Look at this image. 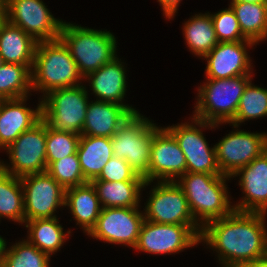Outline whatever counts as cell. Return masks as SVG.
<instances>
[{"mask_svg": "<svg viewBox=\"0 0 267 267\" xmlns=\"http://www.w3.org/2000/svg\"><path fill=\"white\" fill-rule=\"evenodd\" d=\"M265 215L234 210L228 216L206 223L199 241L217 251L224 267H239L262 258L267 255Z\"/></svg>", "mask_w": 267, "mask_h": 267, "instance_id": "1", "label": "cell"}, {"mask_svg": "<svg viewBox=\"0 0 267 267\" xmlns=\"http://www.w3.org/2000/svg\"><path fill=\"white\" fill-rule=\"evenodd\" d=\"M79 80L83 76L60 38L37 43L31 69L32 90H41L45 96L55 89L80 85Z\"/></svg>", "mask_w": 267, "mask_h": 267, "instance_id": "2", "label": "cell"}, {"mask_svg": "<svg viewBox=\"0 0 267 267\" xmlns=\"http://www.w3.org/2000/svg\"><path fill=\"white\" fill-rule=\"evenodd\" d=\"M228 178L225 175L186 172L179 178L180 181L176 180L184 191L192 216L202 227L234 211L228 199Z\"/></svg>", "mask_w": 267, "mask_h": 267, "instance_id": "3", "label": "cell"}, {"mask_svg": "<svg viewBox=\"0 0 267 267\" xmlns=\"http://www.w3.org/2000/svg\"><path fill=\"white\" fill-rule=\"evenodd\" d=\"M85 78L117 56L116 38L109 31L64 22L60 37Z\"/></svg>", "mask_w": 267, "mask_h": 267, "instance_id": "4", "label": "cell"}, {"mask_svg": "<svg viewBox=\"0 0 267 267\" xmlns=\"http://www.w3.org/2000/svg\"><path fill=\"white\" fill-rule=\"evenodd\" d=\"M252 75L226 79H209L198 88L193 117L213 124L230 123L236 113L244 89Z\"/></svg>", "mask_w": 267, "mask_h": 267, "instance_id": "5", "label": "cell"}, {"mask_svg": "<svg viewBox=\"0 0 267 267\" xmlns=\"http://www.w3.org/2000/svg\"><path fill=\"white\" fill-rule=\"evenodd\" d=\"M139 112L132 114L111 137L113 156L122 158L149 182L151 145L155 124Z\"/></svg>", "mask_w": 267, "mask_h": 267, "instance_id": "6", "label": "cell"}, {"mask_svg": "<svg viewBox=\"0 0 267 267\" xmlns=\"http://www.w3.org/2000/svg\"><path fill=\"white\" fill-rule=\"evenodd\" d=\"M42 99V119L48 126L81 135L89 104L85 86L55 89Z\"/></svg>", "mask_w": 267, "mask_h": 267, "instance_id": "7", "label": "cell"}, {"mask_svg": "<svg viewBox=\"0 0 267 267\" xmlns=\"http://www.w3.org/2000/svg\"><path fill=\"white\" fill-rule=\"evenodd\" d=\"M11 166L0 161V169L15 177L41 173L47 170L46 122L41 119L31 129L24 131L6 149ZM10 168V169H9Z\"/></svg>", "mask_w": 267, "mask_h": 267, "instance_id": "8", "label": "cell"}, {"mask_svg": "<svg viewBox=\"0 0 267 267\" xmlns=\"http://www.w3.org/2000/svg\"><path fill=\"white\" fill-rule=\"evenodd\" d=\"M192 123L168 126L166 129L175 137L186 158V172L222 175L217 163L216 147L210 148L201 128H215L219 124L192 118Z\"/></svg>", "mask_w": 267, "mask_h": 267, "instance_id": "9", "label": "cell"}, {"mask_svg": "<svg viewBox=\"0 0 267 267\" xmlns=\"http://www.w3.org/2000/svg\"><path fill=\"white\" fill-rule=\"evenodd\" d=\"M201 225L158 224L144 220L134 249L171 254L200 243Z\"/></svg>", "mask_w": 267, "mask_h": 267, "instance_id": "10", "label": "cell"}, {"mask_svg": "<svg viewBox=\"0 0 267 267\" xmlns=\"http://www.w3.org/2000/svg\"><path fill=\"white\" fill-rule=\"evenodd\" d=\"M144 218L158 224L199 225L190 211L183 189L176 181H158L151 190Z\"/></svg>", "mask_w": 267, "mask_h": 267, "instance_id": "11", "label": "cell"}, {"mask_svg": "<svg viewBox=\"0 0 267 267\" xmlns=\"http://www.w3.org/2000/svg\"><path fill=\"white\" fill-rule=\"evenodd\" d=\"M25 222L55 218L58 207L65 206V189L46 171L21 177Z\"/></svg>", "mask_w": 267, "mask_h": 267, "instance_id": "12", "label": "cell"}, {"mask_svg": "<svg viewBox=\"0 0 267 267\" xmlns=\"http://www.w3.org/2000/svg\"><path fill=\"white\" fill-rule=\"evenodd\" d=\"M6 19L37 42L59 39L63 21L53 17L42 0H7Z\"/></svg>", "mask_w": 267, "mask_h": 267, "instance_id": "13", "label": "cell"}, {"mask_svg": "<svg viewBox=\"0 0 267 267\" xmlns=\"http://www.w3.org/2000/svg\"><path fill=\"white\" fill-rule=\"evenodd\" d=\"M217 163L222 175L232 176L267 150V133L236 130L216 145Z\"/></svg>", "mask_w": 267, "mask_h": 267, "instance_id": "14", "label": "cell"}, {"mask_svg": "<svg viewBox=\"0 0 267 267\" xmlns=\"http://www.w3.org/2000/svg\"><path fill=\"white\" fill-rule=\"evenodd\" d=\"M143 214L138 207L102 208L95 226L88 235L106 243L134 248L145 220Z\"/></svg>", "mask_w": 267, "mask_h": 267, "instance_id": "15", "label": "cell"}, {"mask_svg": "<svg viewBox=\"0 0 267 267\" xmlns=\"http://www.w3.org/2000/svg\"><path fill=\"white\" fill-rule=\"evenodd\" d=\"M186 173V158L175 137L164 127L155 125L151 145L149 182L176 181Z\"/></svg>", "mask_w": 267, "mask_h": 267, "instance_id": "16", "label": "cell"}, {"mask_svg": "<svg viewBox=\"0 0 267 267\" xmlns=\"http://www.w3.org/2000/svg\"><path fill=\"white\" fill-rule=\"evenodd\" d=\"M255 43L251 40L238 42H219L205 57L207 66L206 78L226 79L241 75H251V61L247 46Z\"/></svg>", "mask_w": 267, "mask_h": 267, "instance_id": "17", "label": "cell"}, {"mask_svg": "<svg viewBox=\"0 0 267 267\" xmlns=\"http://www.w3.org/2000/svg\"><path fill=\"white\" fill-rule=\"evenodd\" d=\"M240 176L239 185L245 193L235 211L267 214V150L232 177Z\"/></svg>", "mask_w": 267, "mask_h": 267, "instance_id": "18", "label": "cell"}, {"mask_svg": "<svg viewBox=\"0 0 267 267\" xmlns=\"http://www.w3.org/2000/svg\"><path fill=\"white\" fill-rule=\"evenodd\" d=\"M27 98L1 100L0 148L6 149L20 134L42 119V101L34 110L24 106Z\"/></svg>", "mask_w": 267, "mask_h": 267, "instance_id": "19", "label": "cell"}, {"mask_svg": "<svg viewBox=\"0 0 267 267\" xmlns=\"http://www.w3.org/2000/svg\"><path fill=\"white\" fill-rule=\"evenodd\" d=\"M123 62L115 57L109 63L104 64L98 70L88 74L85 79L90 81L92 91L97 96L96 100L113 102L123 105L131 114L138 113L137 110L122 103L126 92V72ZM99 98V99H98Z\"/></svg>", "mask_w": 267, "mask_h": 267, "instance_id": "20", "label": "cell"}, {"mask_svg": "<svg viewBox=\"0 0 267 267\" xmlns=\"http://www.w3.org/2000/svg\"><path fill=\"white\" fill-rule=\"evenodd\" d=\"M131 115L123 105L99 100L91 101L87 107L81 135L111 138Z\"/></svg>", "mask_w": 267, "mask_h": 267, "instance_id": "21", "label": "cell"}, {"mask_svg": "<svg viewBox=\"0 0 267 267\" xmlns=\"http://www.w3.org/2000/svg\"><path fill=\"white\" fill-rule=\"evenodd\" d=\"M37 41L5 19L0 25V55L4 63L33 65Z\"/></svg>", "mask_w": 267, "mask_h": 267, "instance_id": "22", "label": "cell"}, {"mask_svg": "<svg viewBox=\"0 0 267 267\" xmlns=\"http://www.w3.org/2000/svg\"><path fill=\"white\" fill-rule=\"evenodd\" d=\"M77 155L84 178L91 182L99 177L103 167L113 157L111 138L81 135Z\"/></svg>", "mask_w": 267, "mask_h": 267, "instance_id": "23", "label": "cell"}, {"mask_svg": "<svg viewBox=\"0 0 267 267\" xmlns=\"http://www.w3.org/2000/svg\"><path fill=\"white\" fill-rule=\"evenodd\" d=\"M65 206L70 207L71 214L86 234L95 226L102 209L90 182L66 189Z\"/></svg>", "mask_w": 267, "mask_h": 267, "instance_id": "24", "label": "cell"}, {"mask_svg": "<svg viewBox=\"0 0 267 267\" xmlns=\"http://www.w3.org/2000/svg\"><path fill=\"white\" fill-rule=\"evenodd\" d=\"M102 208L138 207L140 192L150 182L145 181H91Z\"/></svg>", "mask_w": 267, "mask_h": 267, "instance_id": "25", "label": "cell"}, {"mask_svg": "<svg viewBox=\"0 0 267 267\" xmlns=\"http://www.w3.org/2000/svg\"><path fill=\"white\" fill-rule=\"evenodd\" d=\"M25 225L29 230L27 240L50 257L62 247L71 233L70 230L67 234L63 232V227L59 224L57 217L33 219L26 221Z\"/></svg>", "mask_w": 267, "mask_h": 267, "instance_id": "26", "label": "cell"}, {"mask_svg": "<svg viewBox=\"0 0 267 267\" xmlns=\"http://www.w3.org/2000/svg\"><path fill=\"white\" fill-rule=\"evenodd\" d=\"M243 36L257 44L267 38V3L231 2Z\"/></svg>", "mask_w": 267, "mask_h": 267, "instance_id": "27", "label": "cell"}, {"mask_svg": "<svg viewBox=\"0 0 267 267\" xmlns=\"http://www.w3.org/2000/svg\"><path fill=\"white\" fill-rule=\"evenodd\" d=\"M183 26L184 38L192 53L204 58L218 43L211 14H196Z\"/></svg>", "mask_w": 267, "mask_h": 267, "instance_id": "28", "label": "cell"}, {"mask_svg": "<svg viewBox=\"0 0 267 267\" xmlns=\"http://www.w3.org/2000/svg\"><path fill=\"white\" fill-rule=\"evenodd\" d=\"M1 217L25 223L21 178L0 169V219Z\"/></svg>", "mask_w": 267, "mask_h": 267, "instance_id": "29", "label": "cell"}, {"mask_svg": "<svg viewBox=\"0 0 267 267\" xmlns=\"http://www.w3.org/2000/svg\"><path fill=\"white\" fill-rule=\"evenodd\" d=\"M33 65L3 63L0 66V99L28 97L31 87Z\"/></svg>", "mask_w": 267, "mask_h": 267, "instance_id": "30", "label": "cell"}, {"mask_svg": "<svg viewBox=\"0 0 267 267\" xmlns=\"http://www.w3.org/2000/svg\"><path fill=\"white\" fill-rule=\"evenodd\" d=\"M4 248L1 267H49L50 256L28 240Z\"/></svg>", "mask_w": 267, "mask_h": 267, "instance_id": "31", "label": "cell"}, {"mask_svg": "<svg viewBox=\"0 0 267 267\" xmlns=\"http://www.w3.org/2000/svg\"><path fill=\"white\" fill-rule=\"evenodd\" d=\"M267 116V89L252 85L244 89L234 119L230 122L235 128L246 120Z\"/></svg>", "mask_w": 267, "mask_h": 267, "instance_id": "32", "label": "cell"}, {"mask_svg": "<svg viewBox=\"0 0 267 267\" xmlns=\"http://www.w3.org/2000/svg\"><path fill=\"white\" fill-rule=\"evenodd\" d=\"M81 135L54 130L46 123V163L47 167L54 161L77 153Z\"/></svg>", "mask_w": 267, "mask_h": 267, "instance_id": "33", "label": "cell"}, {"mask_svg": "<svg viewBox=\"0 0 267 267\" xmlns=\"http://www.w3.org/2000/svg\"><path fill=\"white\" fill-rule=\"evenodd\" d=\"M46 172L65 190L88 183L83 176L77 153L52 162Z\"/></svg>", "mask_w": 267, "mask_h": 267, "instance_id": "34", "label": "cell"}, {"mask_svg": "<svg viewBox=\"0 0 267 267\" xmlns=\"http://www.w3.org/2000/svg\"><path fill=\"white\" fill-rule=\"evenodd\" d=\"M214 30L219 42H238L247 40L241 31L235 12L229 8L211 14Z\"/></svg>", "mask_w": 267, "mask_h": 267, "instance_id": "35", "label": "cell"}, {"mask_svg": "<svg viewBox=\"0 0 267 267\" xmlns=\"http://www.w3.org/2000/svg\"><path fill=\"white\" fill-rule=\"evenodd\" d=\"M93 181H145L130 167L128 162L122 158L113 156L103 167L99 177Z\"/></svg>", "mask_w": 267, "mask_h": 267, "instance_id": "36", "label": "cell"}, {"mask_svg": "<svg viewBox=\"0 0 267 267\" xmlns=\"http://www.w3.org/2000/svg\"><path fill=\"white\" fill-rule=\"evenodd\" d=\"M181 0H158L160 6H162L164 15L166 18L172 19L175 12L178 9Z\"/></svg>", "mask_w": 267, "mask_h": 267, "instance_id": "37", "label": "cell"}, {"mask_svg": "<svg viewBox=\"0 0 267 267\" xmlns=\"http://www.w3.org/2000/svg\"><path fill=\"white\" fill-rule=\"evenodd\" d=\"M239 267H267V255L262 258L243 263Z\"/></svg>", "mask_w": 267, "mask_h": 267, "instance_id": "38", "label": "cell"}, {"mask_svg": "<svg viewBox=\"0 0 267 267\" xmlns=\"http://www.w3.org/2000/svg\"><path fill=\"white\" fill-rule=\"evenodd\" d=\"M6 3H7V1H0V25L6 19V15H5V12H6V9H5Z\"/></svg>", "mask_w": 267, "mask_h": 267, "instance_id": "39", "label": "cell"}, {"mask_svg": "<svg viewBox=\"0 0 267 267\" xmlns=\"http://www.w3.org/2000/svg\"><path fill=\"white\" fill-rule=\"evenodd\" d=\"M5 245H6L5 239H3V237L0 236V267L2 265V259H3V253H4Z\"/></svg>", "mask_w": 267, "mask_h": 267, "instance_id": "40", "label": "cell"}, {"mask_svg": "<svg viewBox=\"0 0 267 267\" xmlns=\"http://www.w3.org/2000/svg\"><path fill=\"white\" fill-rule=\"evenodd\" d=\"M231 2L267 3V0H232Z\"/></svg>", "mask_w": 267, "mask_h": 267, "instance_id": "41", "label": "cell"}, {"mask_svg": "<svg viewBox=\"0 0 267 267\" xmlns=\"http://www.w3.org/2000/svg\"><path fill=\"white\" fill-rule=\"evenodd\" d=\"M3 63H4V62H3L2 57H1V55H0V66H1Z\"/></svg>", "mask_w": 267, "mask_h": 267, "instance_id": "42", "label": "cell"}]
</instances>
